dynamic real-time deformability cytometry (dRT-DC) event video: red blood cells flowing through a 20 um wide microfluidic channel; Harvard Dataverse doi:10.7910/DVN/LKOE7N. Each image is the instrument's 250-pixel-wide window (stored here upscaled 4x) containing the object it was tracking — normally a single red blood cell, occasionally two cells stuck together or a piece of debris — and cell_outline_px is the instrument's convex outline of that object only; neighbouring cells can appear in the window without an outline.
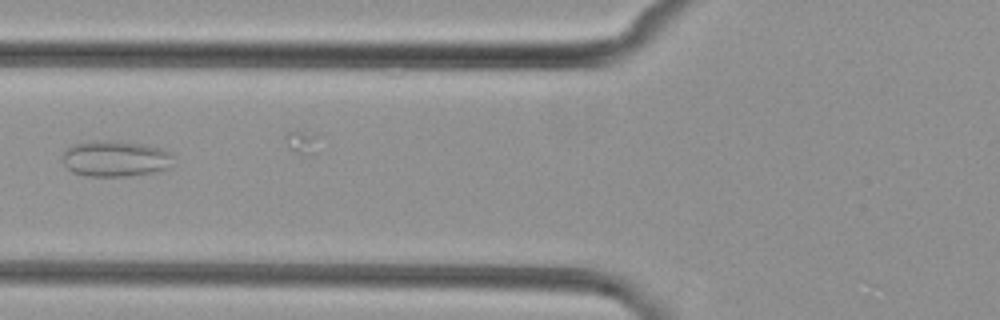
{"species": "common noctule bat (a hibernating species)", "species_latin": "Nyctalus noctula", "temperature_condition": "cold", "stored_images_in_passage": 9, "camera_frame_rate_fps": 3000, "um_per_image_px": 0.085, "animal": {"sex": "female", "body_mass_g": 29.2, "forearm_length_mm": 56.3}, "frame": {"image": 1, "passage_image": 6, "time_ms": 7.0, "image_size_px": [1000, 320], "cell_outline_px": [[172, 168], [156, 172], [124, 176], [84, 176], [72, 172], [64, 164], [64, 152], [72, 144], [96, 140], [116, 140], [144, 144], [164, 148], [172, 156]], "centroid_in_image_um": [9.84, 13.48], "position_along_channel_um": 116.0, "area_um2": 23.52}}